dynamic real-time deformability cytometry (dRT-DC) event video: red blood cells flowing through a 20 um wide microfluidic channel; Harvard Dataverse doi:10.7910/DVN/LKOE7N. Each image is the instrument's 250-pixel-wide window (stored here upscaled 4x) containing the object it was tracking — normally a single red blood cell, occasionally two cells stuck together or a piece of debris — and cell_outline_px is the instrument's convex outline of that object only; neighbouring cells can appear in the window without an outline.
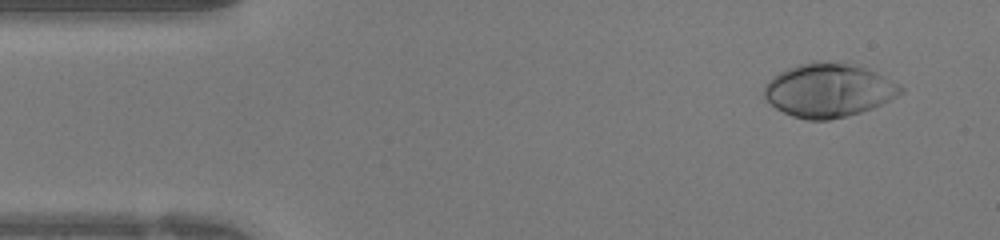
{"species": "human", "species_latin": "Homo sapiens", "temperature_condition": "warm", "stored_images_in_passage": 41, "camera_frame_rate_fps": 3000, "um_per_image_px": 0.085, "donor": {"sex": "female"}, "frame": {"image": 1, "passage_image": 3, "time_ms": 0.667, "image_size_px": [1000, 240], "cell_outline_px": [[904, 92], [872, 108], [848, 116], [828, 120], [808, 120], [792, 116], [776, 108], [764, 100], [764, 84], [772, 76], [788, 68], [800, 64], [816, 60], [848, 64], [864, 68], [876, 72], [900, 84], [904, 88]], "centroid_in_image_um": [70.4, 7.68], "position_along_channel_um": 14.6, "area_um2": 42.66}}
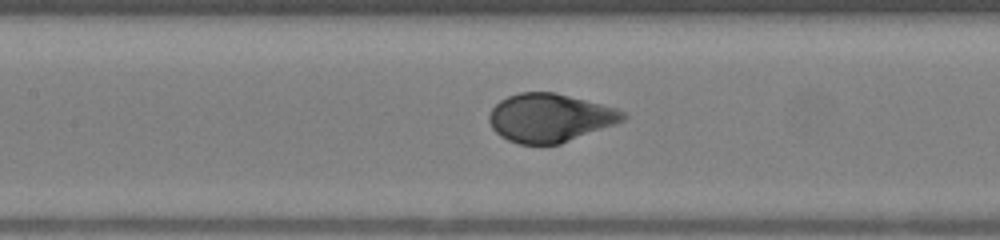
{"frame": {"image": 2, "passage_image": 18, "time_ms": 5.667, "image_size_px": [1000, 240], "cell_outline_px": [[628, 116], [624, 120], [616, 124], [560, 144], [520, 144], [508, 140], [500, 136], [492, 128], [488, 120], [488, 116], [492, 108], [500, 100], [508, 96], [520, 92], [556, 92], [616, 108], [624, 112]], "centroid_in_image_um": [46.73, 10.01], "position_along_channel_um": 160.7, "area_um2": 37.8}}
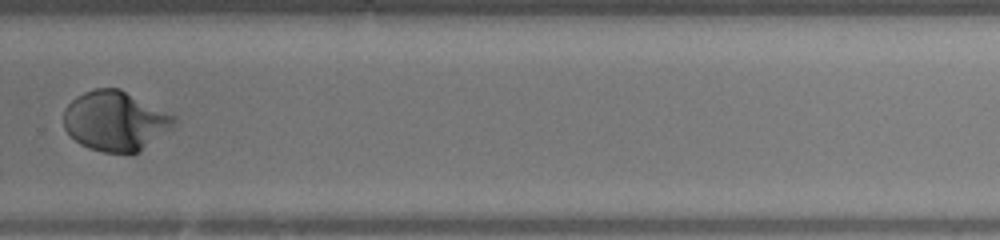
{"frame": {"image": 3, "passage_image": 28, "time_ms": 9.0, "image_size_px": [1000, 240], "cell_outline_px": [[176, 124], [172, 128], [140, 152], [104, 152], [88, 148], [80, 144], [64, 128], [64, 108], [76, 96], [84, 92], [96, 88], [120, 88], [176, 116]], "centroid_in_image_um": [9.81, 10.27], "position_along_channel_um": 320.0, "area_um2": 38.44}}